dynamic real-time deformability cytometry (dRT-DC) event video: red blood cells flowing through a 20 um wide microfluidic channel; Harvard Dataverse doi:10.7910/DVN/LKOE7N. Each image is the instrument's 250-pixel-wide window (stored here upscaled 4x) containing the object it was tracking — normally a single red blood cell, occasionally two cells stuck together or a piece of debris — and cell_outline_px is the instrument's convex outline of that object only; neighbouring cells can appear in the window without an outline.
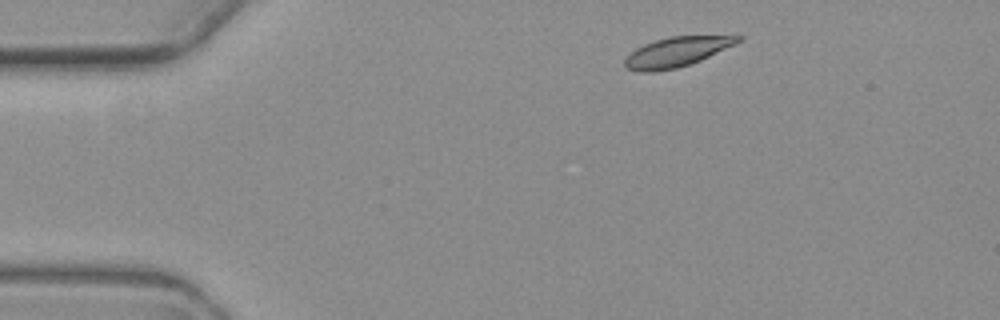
{"species": "common noctule bat (a hibernating species)", "species_latin": "Nyctalus noctula", "temperature_condition": "warm", "stored_images_in_passage": 3, "camera_frame_rate_fps": 3000, "um_per_image_px": 0.085, "animal": {"sex": "female", "body_mass_g": 19.3, "forearm_length_mm": 54.1}, "frame": {"image": 1, "passage_image": 1, "time_ms": 0.0, "image_size_px": [1000, 320], "cell_outline_px": [[744, 36], [736, 44], [700, 60], [676, 68], [652, 72], [640, 72], [628, 68], [624, 64], [624, 60], [636, 48], [644, 44], [668, 36]], "centroid_in_image_um": [57.5, 4.41], "position_along_channel_um": 27.5, "area_um2": 19.25}}
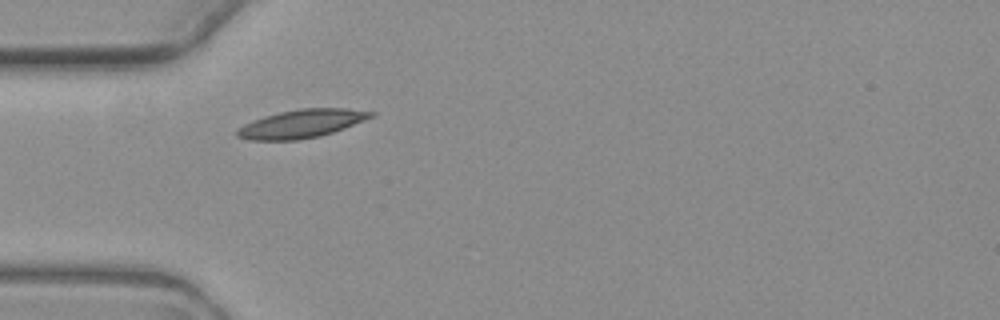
{"frame": {"image": 2, "passage_image": 3, "time_ms": 2.667, "image_size_px": [1000, 320], "cell_outline_px": [[376, 116], [344, 128], [320, 136], [296, 140], [248, 140], [236, 136], [236, 128], [252, 120], [264, 116], [280, 112], [300, 108], [348, 108], [376, 112]], "centroid_in_image_um": [25.63, 10.51], "position_along_channel_um": 59.4, "area_um2": 22.2}}